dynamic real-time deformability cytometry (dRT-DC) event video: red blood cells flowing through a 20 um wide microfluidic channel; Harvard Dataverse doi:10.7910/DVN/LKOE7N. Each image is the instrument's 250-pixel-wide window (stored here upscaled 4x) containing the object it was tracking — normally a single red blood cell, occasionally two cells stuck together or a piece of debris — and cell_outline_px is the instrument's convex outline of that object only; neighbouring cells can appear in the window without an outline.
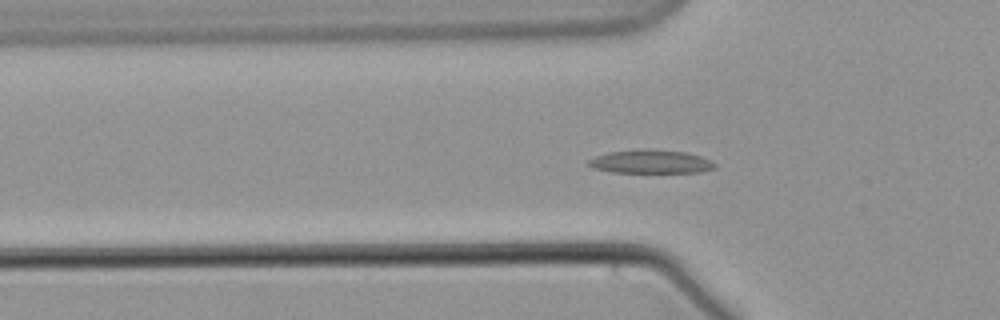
{"species": "common noctule bat (a hibernating species)", "species_latin": "Nyctalus noctula", "temperature_condition": "warm", "stored_images_in_passage": 62, "segment_of_instrument_passage": [1, 2], "camera_frame_rate_fps": 3000, "um_per_image_px": 0.085, "animal": {"sex": "male", "body_mass_g": 21.5, "forearm_length_mm": 52.0}, "frame": {"image": 1, "passage_image": 21, "time_ms": 6.667, "image_size_px": [1000, 320], "cell_outline_px": [[716, 168], [700, 172], [612, 172], [592, 168], [588, 164], [588, 160], [596, 156], [608, 152], [640, 148], [648, 148], [688, 152], [700, 156], [716, 164]], "centroid_in_image_um": [55.3, 13.72], "position_along_channel_um": 70.5, "area_um2": 17.46}}
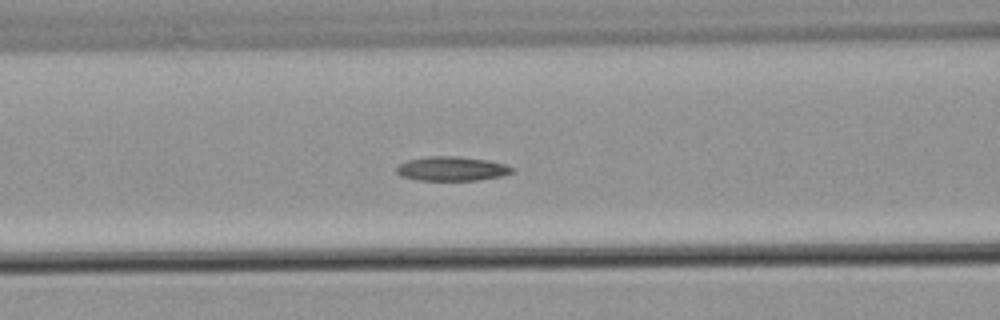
{"frame": {"image": 2, "passage_image": 26, "time_ms": 8.333, "image_size_px": [1000, 320], "cell_outline_px": [[516, 168], [512, 172], [500, 176], [476, 180], [416, 180], [400, 176], [396, 172], [396, 168], [400, 164], [408, 160], [428, 156], [456, 156], [488, 160], [504, 164]], "centroid_in_image_um": [38.38, 14.34], "position_along_channel_um": 128.2, "area_um2": 16.3}}
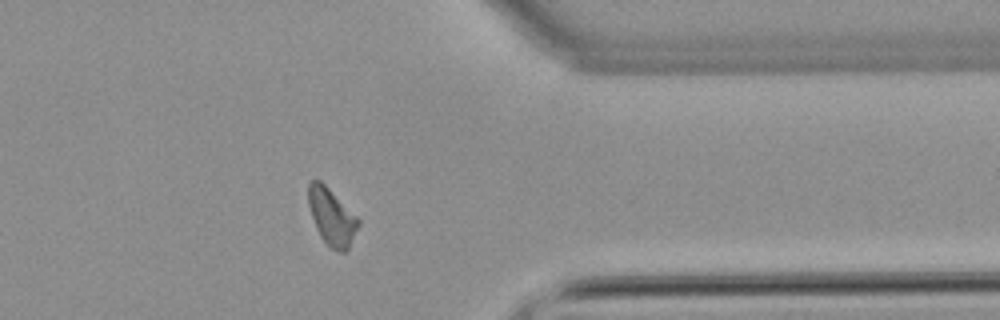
{"frame": {"image": 3, "passage_image": 49, "time_ms": 16.0, "image_size_px": [1000, 320], "cell_outline_px": [[360, 224], [348, 248], [344, 252], [340, 252], [332, 248], [320, 236], [316, 228], [308, 204], [308, 184], [312, 180], [320, 180], [360, 220]], "centroid_in_image_um": [28.19, 18.43], "position_along_channel_um": 383.2, "area_um2": 16.13}}